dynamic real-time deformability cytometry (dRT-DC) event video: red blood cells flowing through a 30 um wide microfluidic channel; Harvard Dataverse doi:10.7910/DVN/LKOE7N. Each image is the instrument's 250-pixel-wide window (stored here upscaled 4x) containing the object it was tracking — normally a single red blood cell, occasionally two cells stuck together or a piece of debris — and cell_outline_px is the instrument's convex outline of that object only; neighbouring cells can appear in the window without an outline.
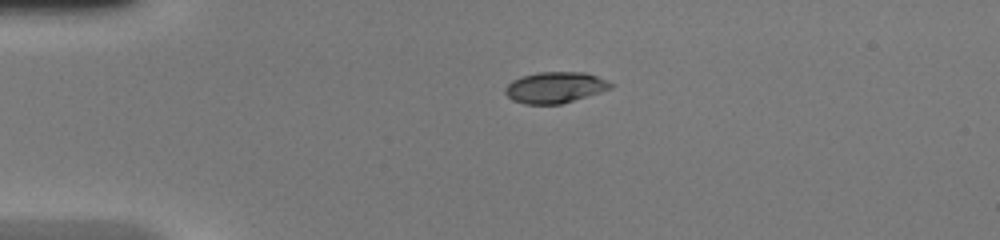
{"species": "common noctule bat (a hibernating species)", "species_latin": "Nyctalus noctula", "temperature_condition": "warm", "stored_images_in_passage": 38, "camera_frame_rate_fps": 3000, "um_per_image_px": 0.085, "animal": {"sex": "female", "body_mass_g": 20.0, "forearm_length_mm": 54.0}, "frame": {"image": 1, "passage_image": 1, "time_ms": 0.0, "image_size_px": [1000, 240], "cell_outline_px": [[616, 84], [612, 88], [600, 92], [560, 104], [524, 104], [512, 100], [504, 92], [504, 88], [512, 80], [536, 72], [584, 72], [608, 80]], "centroid_in_image_um": [47.19, 7.43], "position_along_channel_um": 37.8, "area_um2": 19.13}}
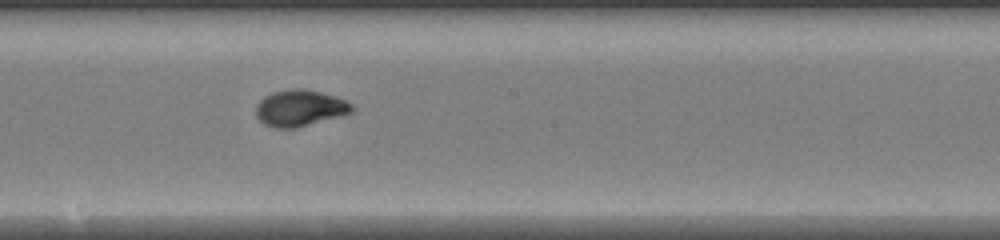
{"frame": {"image": 2, "passage_image": 17, "time_ms": 5.333, "image_size_px": [1000, 240], "cell_outline_px": [[356, 108], [352, 112], [344, 116], [296, 128], [276, 128], [264, 124], [256, 116], [256, 104], [264, 96], [272, 92], [292, 88], [300, 88], [320, 92], [344, 100], [352, 104]], "centroid_in_image_um": [25.5, 9.2], "position_along_channel_um": 222.7, "area_um2": 20.52}}
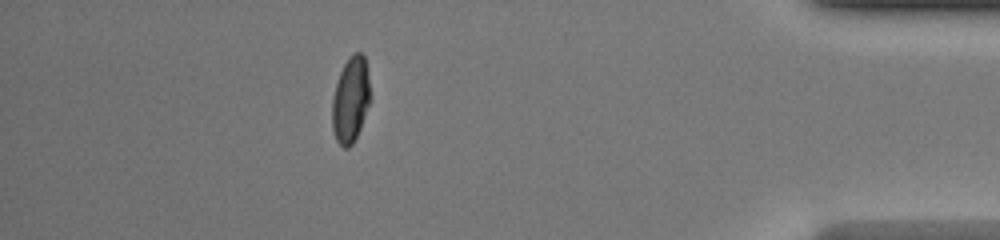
{"frame": {"image": 3, "passage_image": 33, "time_ms": 10.667, "image_size_px": [1000, 240], "cell_outline_px": [[368, 104], [360, 128], [352, 144], [348, 148], [344, 148], [336, 140], [332, 128], [332, 100], [336, 84], [340, 72], [348, 56], [352, 52], [360, 52], [364, 56], [368, 76]], "centroid_in_image_um": [29.76, 8.46], "position_along_channel_um": 405.4, "area_um2": 18.61}, "authors_computed_cell_mechanics": {"area_um2": 19.2185, "velocity_mm_per_s": 4.2483, "shape_relaxation_time_tau1_ms": 3.9797, "shape_relaxation_time_tau2_ms": null, "deformation_change_tau1": 0.2247, "deformation_change_tau2": null}}